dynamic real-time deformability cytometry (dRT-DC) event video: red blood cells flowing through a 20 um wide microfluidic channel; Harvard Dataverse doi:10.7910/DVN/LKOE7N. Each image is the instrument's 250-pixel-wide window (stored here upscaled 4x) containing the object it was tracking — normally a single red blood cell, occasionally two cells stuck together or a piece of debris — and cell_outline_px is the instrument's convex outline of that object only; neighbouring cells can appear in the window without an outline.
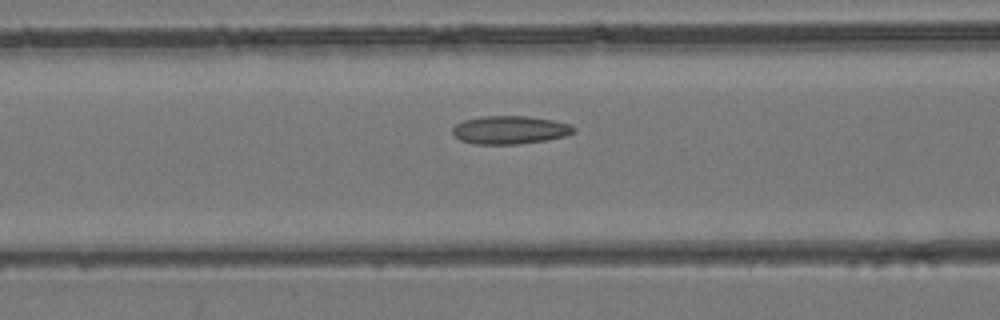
{"species": "common noctule bat (a hibernating species)", "species_latin": "Nyctalus noctula", "temperature_condition": "room temperature", "stored_images_in_passage": 36, "camera_frame_rate_fps": 3000, "um_per_image_px": 0.085, "animal": {"sex": "female", "body_mass_g": 24.6, "forearm_length_mm": 56.2}, "frame": {"image": 1, "passage_image": 10, "time_ms": 3.0, "image_size_px": [1000, 320], "cell_outline_px": [[576, 132], [564, 136], [544, 140], [516, 144], [476, 144], [460, 140], [452, 132], [452, 128], [456, 124], [464, 120], [480, 116], [528, 116], [552, 120], [568, 124], [576, 128]], "centroid_in_image_um": [43.33, 11.04], "position_along_channel_um": 123.3, "area_um2": 19.77}}
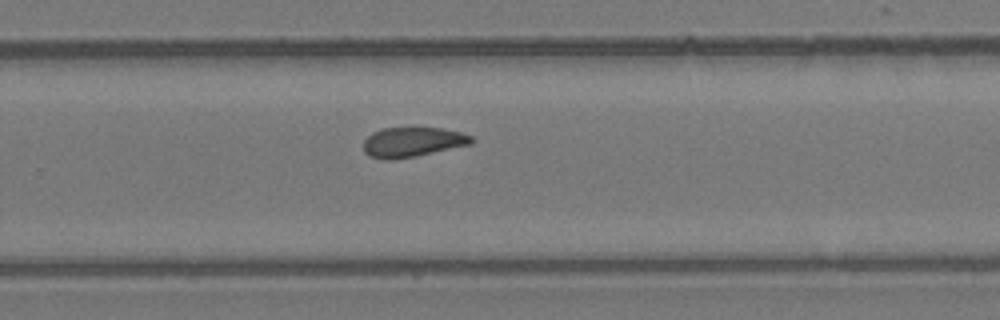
{"frame": {"image": 2, "passage_image": 21, "time_ms": 6.667, "image_size_px": [1000, 320], "cell_outline_px": [[472, 144], [416, 156], [396, 160], [384, 160], [368, 156], [364, 152], [364, 140], [372, 132], [384, 128], [440, 128], [460, 132], [472, 136]], "centroid_in_image_um": [35.03, 12.09], "position_along_channel_um": 294.8, "area_um2": 18.79}}
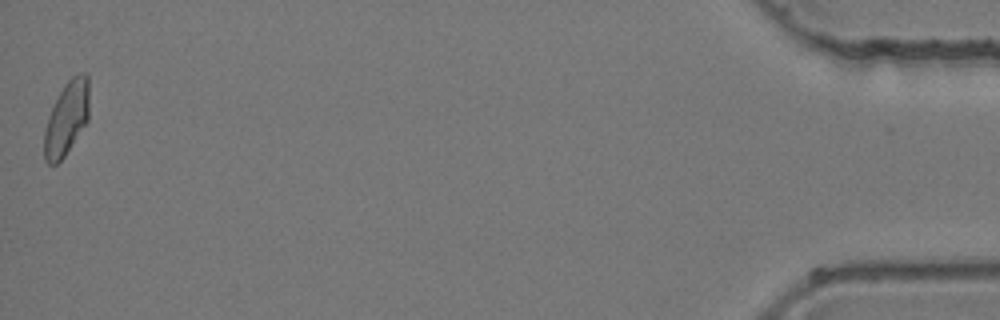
{"frame": {"image": 3, "passage_image": 36, "time_ms": 11.667, "image_size_px": [1000, 320], "cell_outline_px": [[88, 120], [64, 156], [56, 164], [48, 164], [44, 160], [44, 128], [48, 116], [64, 84], [76, 72], [88, 72]], "centroid_in_image_um": [5.65, 10.02], "position_along_channel_um": 429.5, "area_um2": 19.25}}